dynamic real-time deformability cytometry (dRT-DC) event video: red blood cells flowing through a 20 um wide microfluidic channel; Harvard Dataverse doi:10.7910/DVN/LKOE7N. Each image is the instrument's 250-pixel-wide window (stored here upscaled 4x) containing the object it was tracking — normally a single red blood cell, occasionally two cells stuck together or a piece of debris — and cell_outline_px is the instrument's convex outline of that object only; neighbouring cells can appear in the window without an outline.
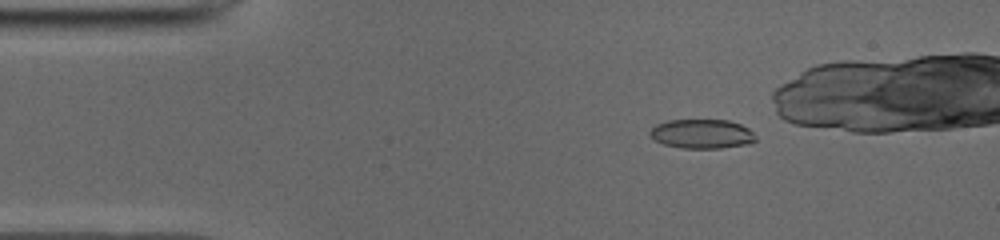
{"species": "common noctule bat (a hibernating species)", "species_latin": "Nyctalus noctula", "temperature_condition": "cold", "stored_images_in_passage": 41, "camera_frame_rate_fps": 3000, "um_per_image_px": 0.085, "animal": {"sex": "male", "body_mass_g": 19.0, "forearm_length_mm": 50.8}, "frame": {"image": 1, "passage_image": 8, "time_ms": 2.333, "image_size_px": [1000, 240], "cell_outline_px": [[756, 140], [744, 144], [720, 148], [684, 148], [664, 144], [656, 140], [648, 132], [656, 124], [668, 120], [728, 120], [740, 124], [748, 128], [752, 132]], "centroid_in_image_um": [59.64, 11.37], "position_along_channel_um": 25.4, "area_um2": 17.74}}
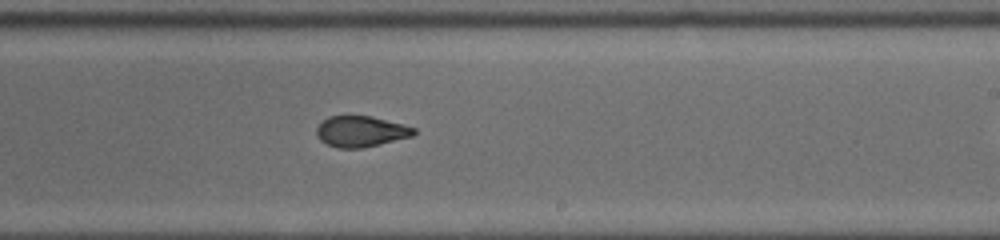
{"frame": {"image": 2, "passage_image": 30, "time_ms": 9.667, "image_size_px": [1000, 240], "cell_outline_px": [[416, 132], [412, 136], [364, 148], [336, 148], [320, 140], [316, 132], [316, 128], [328, 116], [372, 116], [404, 124], [416, 128]], "centroid_in_image_um": [30.69, 11.17], "position_along_channel_um": 258.3, "area_um2": 17.51}}
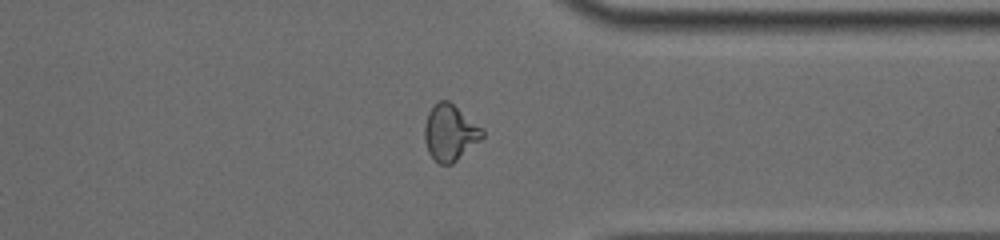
{"frame": {"image": 3, "passage_image": 39, "time_ms": 12.667, "image_size_px": [1000, 240], "cell_outline_px": [[484, 136], [480, 140], [452, 164], [440, 164], [428, 152], [424, 140], [424, 124], [428, 112], [440, 100], [448, 100], [484, 128]], "centroid_in_image_um": [38.25, 11.27], "position_along_channel_um": 373.1, "area_um2": 18.84}}